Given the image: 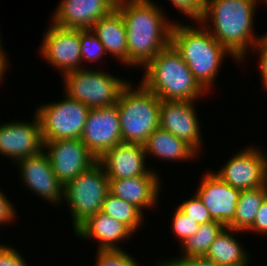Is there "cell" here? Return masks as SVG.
<instances>
[{"label": "cell", "instance_id": "38", "mask_svg": "<svg viewBox=\"0 0 267 266\" xmlns=\"http://www.w3.org/2000/svg\"><path fill=\"white\" fill-rule=\"evenodd\" d=\"M262 1V2H261ZM264 2V4H267V0H260V3L262 4Z\"/></svg>", "mask_w": 267, "mask_h": 266}, {"label": "cell", "instance_id": "19", "mask_svg": "<svg viewBox=\"0 0 267 266\" xmlns=\"http://www.w3.org/2000/svg\"><path fill=\"white\" fill-rule=\"evenodd\" d=\"M158 171L151 169L146 175L109 180V192L126 202L132 203L143 213L158 205L161 178Z\"/></svg>", "mask_w": 267, "mask_h": 266}, {"label": "cell", "instance_id": "22", "mask_svg": "<svg viewBox=\"0 0 267 266\" xmlns=\"http://www.w3.org/2000/svg\"><path fill=\"white\" fill-rule=\"evenodd\" d=\"M147 155L156 159L168 161H187L199 155L189 144L177 138L172 133L161 129H156L144 144ZM195 157V158H194Z\"/></svg>", "mask_w": 267, "mask_h": 266}, {"label": "cell", "instance_id": "29", "mask_svg": "<svg viewBox=\"0 0 267 266\" xmlns=\"http://www.w3.org/2000/svg\"><path fill=\"white\" fill-rule=\"evenodd\" d=\"M171 225L172 232L175 237L179 238L180 245L190 236L195 234L200 226L192 218L185 215L178 207H175V212L172 216Z\"/></svg>", "mask_w": 267, "mask_h": 266}, {"label": "cell", "instance_id": "1", "mask_svg": "<svg viewBox=\"0 0 267 266\" xmlns=\"http://www.w3.org/2000/svg\"><path fill=\"white\" fill-rule=\"evenodd\" d=\"M161 8L152 0H117L127 32L128 67L142 69L171 43L174 21L169 22Z\"/></svg>", "mask_w": 267, "mask_h": 266}, {"label": "cell", "instance_id": "13", "mask_svg": "<svg viewBox=\"0 0 267 266\" xmlns=\"http://www.w3.org/2000/svg\"><path fill=\"white\" fill-rule=\"evenodd\" d=\"M32 121L12 120L0 124V155L17 162L40 154L44 149L40 122L36 114Z\"/></svg>", "mask_w": 267, "mask_h": 266}, {"label": "cell", "instance_id": "16", "mask_svg": "<svg viewBox=\"0 0 267 266\" xmlns=\"http://www.w3.org/2000/svg\"><path fill=\"white\" fill-rule=\"evenodd\" d=\"M195 194L208 209L213 220L227 226L235 216L240 190L224 182L213 171L202 175Z\"/></svg>", "mask_w": 267, "mask_h": 266}, {"label": "cell", "instance_id": "8", "mask_svg": "<svg viewBox=\"0 0 267 266\" xmlns=\"http://www.w3.org/2000/svg\"><path fill=\"white\" fill-rule=\"evenodd\" d=\"M90 108L64 94L60 102L37 106L43 140L80 139Z\"/></svg>", "mask_w": 267, "mask_h": 266}, {"label": "cell", "instance_id": "40", "mask_svg": "<svg viewBox=\"0 0 267 266\" xmlns=\"http://www.w3.org/2000/svg\"><path fill=\"white\" fill-rule=\"evenodd\" d=\"M1 32V31H0ZM1 40H2V37H1V34H0V46H2V42H1Z\"/></svg>", "mask_w": 267, "mask_h": 266}, {"label": "cell", "instance_id": "37", "mask_svg": "<svg viewBox=\"0 0 267 266\" xmlns=\"http://www.w3.org/2000/svg\"><path fill=\"white\" fill-rule=\"evenodd\" d=\"M7 58L9 57L6 56L5 49L0 46V84H2V81L4 80V75H6L7 70H9L8 67L10 63L8 62L9 59Z\"/></svg>", "mask_w": 267, "mask_h": 266}, {"label": "cell", "instance_id": "6", "mask_svg": "<svg viewBox=\"0 0 267 266\" xmlns=\"http://www.w3.org/2000/svg\"><path fill=\"white\" fill-rule=\"evenodd\" d=\"M62 77L64 93L90 109L115 105L120 92L129 83L127 79L102 69H88L87 65L83 69L66 72Z\"/></svg>", "mask_w": 267, "mask_h": 266}, {"label": "cell", "instance_id": "30", "mask_svg": "<svg viewBox=\"0 0 267 266\" xmlns=\"http://www.w3.org/2000/svg\"><path fill=\"white\" fill-rule=\"evenodd\" d=\"M177 207L185 215L199 224L214 221L210 216L208 209L196 194H193L191 198L184 200L180 205L178 204Z\"/></svg>", "mask_w": 267, "mask_h": 266}, {"label": "cell", "instance_id": "31", "mask_svg": "<svg viewBox=\"0 0 267 266\" xmlns=\"http://www.w3.org/2000/svg\"><path fill=\"white\" fill-rule=\"evenodd\" d=\"M174 8L191 18L196 23L201 19L206 0H170Z\"/></svg>", "mask_w": 267, "mask_h": 266}, {"label": "cell", "instance_id": "11", "mask_svg": "<svg viewBox=\"0 0 267 266\" xmlns=\"http://www.w3.org/2000/svg\"><path fill=\"white\" fill-rule=\"evenodd\" d=\"M43 141V151L49 157L54 174L64 186L97 162V158L80 139Z\"/></svg>", "mask_w": 267, "mask_h": 266}, {"label": "cell", "instance_id": "7", "mask_svg": "<svg viewBox=\"0 0 267 266\" xmlns=\"http://www.w3.org/2000/svg\"><path fill=\"white\" fill-rule=\"evenodd\" d=\"M109 189V178L98 161L64 186L63 201L71 212L74 231L101 211Z\"/></svg>", "mask_w": 267, "mask_h": 266}, {"label": "cell", "instance_id": "3", "mask_svg": "<svg viewBox=\"0 0 267 266\" xmlns=\"http://www.w3.org/2000/svg\"><path fill=\"white\" fill-rule=\"evenodd\" d=\"M197 24L201 28L175 21L171 43L180 52L194 78L209 92L228 55L236 63L240 62L199 21Z\"/></svg>", "mask_w": 267, "mask_h": 266}, {"label": "cell", "instance_id": "35", "mask_svg": "<svg viewBox=\"0 0 267 266\" xmlns=\"http://www.w3.org/2000/svg\"><path fill=\"white\" fill-rule=\"evenodd\" d=\"M247 231L259 233L262 236H267V197L258 209L253 225Z\"/></svg>", "mask_w": 267, "mask_h": 266}, {"label": "cell", "instance_id": "12", "mask_svg": "<svg viewBox=\"0 0 267 266\" xmlns=\"http://www.w3.org/2000/svg\"><path fill=\"white\" fill-rule=\"evenodd\" d=\"M80 140L97 160L109 149L122 142L117 104L91 108Z\"/></svg>", "mask_w": 267, "mask_h": 266}, {"label": "cell", "instance_id": "17", "mask_svg": "<svg viewBox=\"0 0 267 266\" xmlns=\"http://www.w3.org/2000/svg\"><path fill=\"white\" fill-rule=\"evenodd\" d=\"M116 3L117 0H61L50 22L63 28L90 29L109 15Z\"/></svg>", "mask_w": 267, "mask_h": 266}, {"label": "cell", "instance_id": "4", "mask_svg": "<svg viewBox=\"0 0 267 266\" xmlns=\"http://www.w3.org/2000/svg\"><path fill=\"white\" fill-rule=\"evenodd\" d=\"M142 69L141 84L161 101H196L207 92L194 78L172 43L157 53Z\"/></svg>", "mask_w": 267, "mask_h": 266}, {"label": "cell", "instance_id": "15", "mask_svg": "<svg viewBox=\"0 0 267 266\" xmlns=\"http://www.w3.org/2000/svg\"><path fill=\"white\" fill-rule=\"evenodd\" d=\"M194 101H161L159 127L189 144L198 154L202 131Z\"/></svg>", "mask_w": 267, "mask_h": 266}, {"label": "cell", "instance_id": "24", "mask_svg": "<svg viewBox=\"0 0 267 266\" xmlns=\"http://www.w3.org/2000/svg\"><path fill=\"white\" fill-rule=\"evenodd\" d=\"M266 197L267 183L259 188L242 190L234 219L226 227L246 233L253 225L256 213Z\"/></svg>", "mask_w": 267, "mask_h": 266}, {"label": "cell", "instance_id": "25", "mask_svg": "<svg viewBox=\"0 0 267 266\" xmlns=\"http://www.w3.org/2000/svg\"><path fill=\"white\" fill-rule=\"evenodd\" d=\"M226 226L219 221H211L200 224L197 232L188 237L179 247L180 257L205 256L210 245Z\"/></svg>", "mask_w": 267, "mask_h": 266}, {"label": "cell", "instance_id": "36", "mask_svg": "<svg viewBox=\"0 0 267 266\" xmlns=\"http://www.w3.org/2000/svg\"><path fill=\"white\" fill-rule=\"evenodd\" d=\"M0 190V225H7L16 219V211L14 204L5 196V193Z\"/></svg>", "mask_w": 267, "mask_h": 266}, {"label": "cell", "instance_id": "32", "mask_svg": "<svg viewBox=\"0 0 267 266\" xmlns=\"http://www.w3.org/2000/svg\"><path fill=\"white\" fill-rule=\"evenodd\" d=\"M155 266H221L216 262L207 259L205 256L200 257H176L171 259L157 260Z\"/></svg>", "mask_w": 267, "mask_h": 266}, {"label": "cell", "instance_id": "28", "mask_svg": "<svg viewBox=\"0 0 267 266\" xmlns=\"http://www.w3.org/2000/svg\"><path fill=\"white\" fill-rule=\"evenodd\" d=\"M95 266H141L127 251L97 250Z\"/></svg>", "mask_w": 267, "mask_h": 266}, {"label": "cell", "instance_id": "27", "mask_svg": "<svg viewBox=\"0 0 267 266\" xmlns=\"http://www.w3.org/2000/svg\"><path fill=\"white\" fill-rule=\"evenodd\" d=\"M80 42L82 65L87 61L90 63H99L103 55H106L103 44L91 29H80Z\"/></svg>", "mask_w": 267, "mask_h": 266}, {"label": "cell", "instance_id": "14", "mask_svg": "<svg viewBox=\"0 0 267 266\" xmlns=\"http://www.w3.org/2000/svg\"><path fill=\"white\" fill-rule=\"evenodd\" d=\"M21 182L28 189L48 203L62 204L64 185L58 180L52 170L47 154L42 151L38 155L25 157L16 163Z\"/></svg>", "mask_w": 267, "mask_h": 266}, {"label": "cell", "instance_id": "26", "mask_svg": "<svg viewBox=\"0 0 267 266\" xmlns=\"http://www.w3.org/2000/svg\"><path fill=\"white\" fill-rule=\"evenodd\" d=\"M101 211L127 225L133 232L140 229L144 213L132 203L126 202L110 192L102 203ZM141 225V226H140Z\"/></svg>", "mask_w": 267, "mask_h": 266}, {"label": "cell", "instance_id": "23", "mask_svg": "<svg viewBox=\"0 0 267 266\" xmlns=\"http://www.w3.org/2000/svg\"><path fill=\"white\" fill-rule=\"evenodd\" d=\"M242 231L225 227L210 245L205 255L221 266H249L250 254L234 235Z\"/></svg>", "mask_w": 267, "mask_h": 266}, {"label": "cell", "instance_id": "2", "mask_svg": "<svg viewBox=\"0 0 267 266\" xmlns=\"http://www.w3.org/2000/svg\"><path fill=\"white\" fill-rule=\"evenodd\" d=\"M259 3V0H206L199 22L243 63L248 52L263 36H255L253 32L254 15Z\"/></svg>", "mask_w": 267, "mask_h": 266}, {"label": "cell", "instance_id": "10", "mask_svg": "<svg viewBox=\"0 0 267 266\" xmlns=\"http://www.w3.org/2000/svg\"><path fill=\"white\" fill-rule=\"evenodd\" d=\"M43 36L39 52L48 64L62 73L60 75L84 68L80 29L63 28L51 23Z\"/></svg>", "mask_w": 267, "mask_h": 266}, {"label": "cell", "instance_id": "20", "mask_svg": "<svg viewBox=\"0 0 267 266\" xmlns=\"http://www.w3.org/2000/svg\"><path fill=\"white\" fill-rule=\"evenodd\" d=\"M73 232L80 239L98 241L97 250H121L120 242L134 234L127 225L102 211L90 216Z\"/></svg>", "mask_w": 267, "mask_h": 266}, {"label": "cell", "instance_id": "18", "mask_svg": "<svg viewBox=\"0 0 267 266\" xmlns=\"http://www.w3.org/2000/svg\"><path fill=\"white\" fill-rule=\"evenodd\" d=\"M144 145L121 142L106 151L97 161L103 166L109 180L146 175L151 169L146 164Z\"/></svg>", "mask_w": 267, "mask_h": 266}, {"label": "cell", "instance_id": "39", "mask_svg": "<svg viewBox=\"0 0 267 266\" xmlns=\"http://www.w3.org/2000/svg\"><path fill=\"white\" fill-rule=\"evenodd\" d=\"M263 37L267 40V32L263 34Z\"/></svg>", "mask_w": 267, "mask_h": 266}, {"label": "cell", "instance_id": "34", "mask_svg": "<svg viewBox=\"0 0 267 266\" xmlns=\"http://www.w3.org/2000/svg\"><path fill=\"white\" fill-rule=\"evenodd\" d=\"M0 266H28L22 254L10 245L0 246Z\"/></svg>", "mask_w": 267, "mask_h": 266}, {"label": "cell", "instance_id": "9", "mask_svg": "<svg viewBox=\"0 0 267 266\" xmlns=\"http://www.w3.org/2000/svg\"><path fill=\"white\" fill-rule=\"evenodd\" d=\"M242 149L214 173L240 191L264 186L267 183L266 152L251 145Z\"/></svg>", "mask_w": 267, "mask_h": 266}, {"label": "cell", "instance_id": "5", "mask_svg": "<svg viewBox=\"0 0 267 266\" xmlns=\"http://www.w3.org/2000/svg\"><path fill=\"white\" fill-rule=\"evenodd\" d=\"M116 104L122 142L144 145L148 137L159 128L161 100L140 82L133 88L129 80Z\"/></svg>", "mask_w": 267, "mask_h": 266}, {"label": "cell", "instance_id": "33", "mask_svg": "<svg viewBox=\"0 0 267 266\" xmlns=\"http://www.w3.org/2000/svg\"><path fill=\"white\" fill-rule=\"evenodd\" d=\"M257 52L258 56V70L262 77V87L267 91V40L262 36L254 45L251 52Z\"/></svg>", "mask_w": 267, "mask_h": 266}, {"label": "cell", "instance_id": "21", "mask_svg": "<svg viewBox=\"0 0 267 266\" xmlns=\"http://www.w3.org/2000/svg\"><path fill=\"white\" fill-rule=\"evenodd\" d=\"M100 39L107 54L128 66V44L125 22L115 8L109 15L99 19L90 28Z\"/></svg>", "mask_w": 267, "mask_h": 266}]
</instances>
